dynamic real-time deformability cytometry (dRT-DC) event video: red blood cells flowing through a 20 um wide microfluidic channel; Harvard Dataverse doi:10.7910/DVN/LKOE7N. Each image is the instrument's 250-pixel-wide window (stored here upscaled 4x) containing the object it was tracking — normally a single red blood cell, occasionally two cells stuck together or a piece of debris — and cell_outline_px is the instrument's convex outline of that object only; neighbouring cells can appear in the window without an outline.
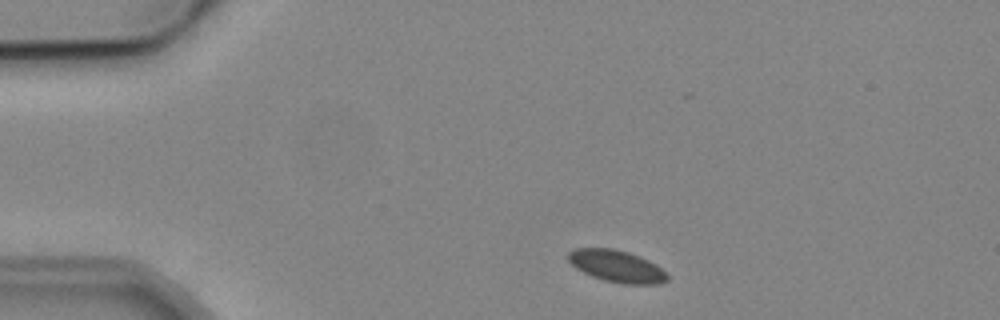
{"species": "common noctule bat (a hibernating species)", "species_latin": "Nyctalus noctula", "temperature_condition": "cold", "stored_images_in_passage": 5, "camera_frame_rate_fps": 3000, "um_per_image_px": 0.085, "animal": {"sex": "male", "body_mass_g": 19.2, "forearm_length_mm": 51.8}, "frame": {"image": 1, "passage_image": 1, "time_ms": 0.0, "image_size_px": [1000, 320], "cell_outline_px": [[668, 280], [660, 284], [624, 284], [604, 280], [592, 276], [576, 268], [568, 260], [568, 252], [576, 248], [612, 248], [628, 252], [648, 260], [656, 264], [668, 276]], "centroid_in_image_um": [52.42, 22.63], "position_along_channel_um": 32.6, "area_um2": 18.32}}